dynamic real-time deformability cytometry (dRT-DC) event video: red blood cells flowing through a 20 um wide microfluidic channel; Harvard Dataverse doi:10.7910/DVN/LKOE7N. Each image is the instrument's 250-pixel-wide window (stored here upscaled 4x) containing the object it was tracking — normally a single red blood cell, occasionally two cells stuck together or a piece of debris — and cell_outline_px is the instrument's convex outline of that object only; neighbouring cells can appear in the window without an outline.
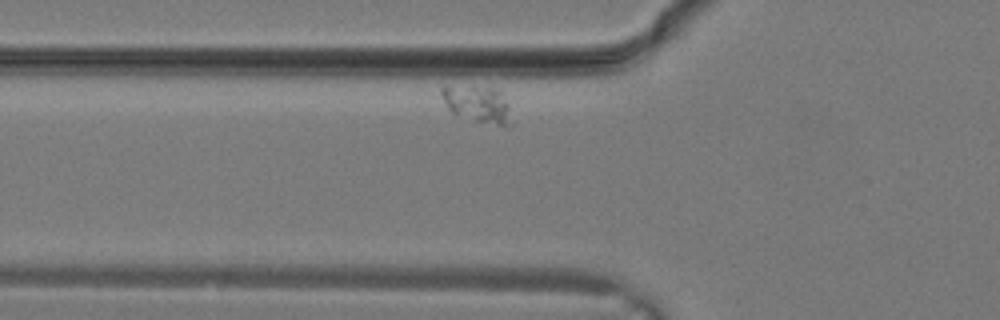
{"species": "common noctule bat (a hibernating species)", "species_latin": "Nyctalus noctula", "temperature_condition": "warm", "stored_images_in_passage": 20, "camera_frame_rate_fps": 3000, "um_per_image_px": 0.085, "animal": {"sex": "male", "body_mass_g": 19.2, "forearm_length_mm": 51.8}, "frame": {"image": 1, "passage_image": 4, "time_ms": 1.0, "image_size_px": [1000, 320], "cell_outline_px": [[516, 124], [496, 124], [476, 120], [452, 112], [444, 104], [440, 92], [440, 88], [492, 88], [500, 92], [508, 104]], "centroid_in_image_um": [40.67, 8.89], "position_along_channel_um": 85.1, "area_um2": 14.22}}
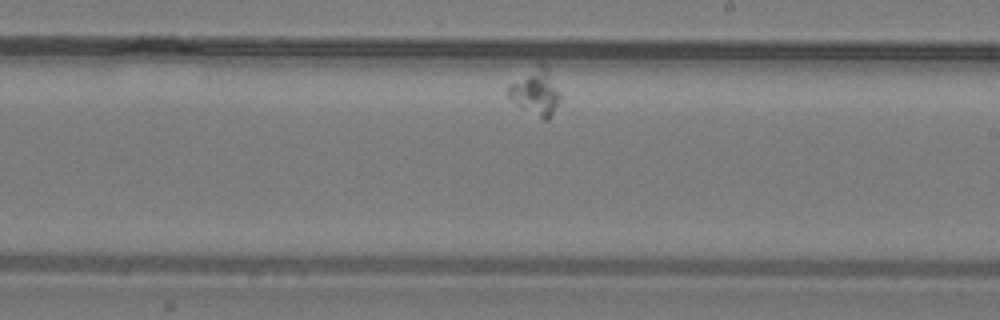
{"frame": {"image": 2, "passage_image": 13, "time_ms": 4.0, "image_size_px": [1000, 320], "cell_outline_px": [[560, 100], [548, 120], [544, 120], [520, 108], [508, 96], [508, 88], [512, 84], [540, 60], [544, 64], [560, 92]], "centroid_in_image_um": [45.55, 7.82], "position_along_channel_um": 243.4, "area_um2": 13.76}}
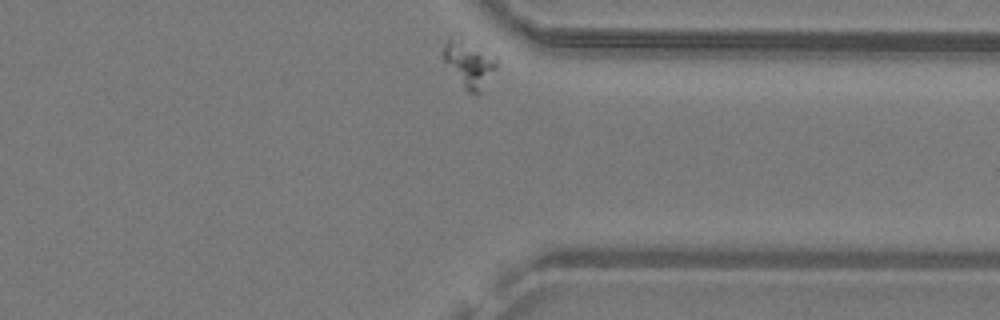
{"frame": {"image": 3, "passage_image": 20, "time_ms": 6.333, "image_size_px": [1000, 320], "cell_outline_px": [[496, 68], [476, 92], [468, 92], [464, 88], [444, 60], [444, 44], [448, 36], [452, 32], [460, 36], [496, 56]], "centroid_in_image_um": [39.82, 5.27], "position_along_channel_um": 371.6, "area_um2": 14.1}}